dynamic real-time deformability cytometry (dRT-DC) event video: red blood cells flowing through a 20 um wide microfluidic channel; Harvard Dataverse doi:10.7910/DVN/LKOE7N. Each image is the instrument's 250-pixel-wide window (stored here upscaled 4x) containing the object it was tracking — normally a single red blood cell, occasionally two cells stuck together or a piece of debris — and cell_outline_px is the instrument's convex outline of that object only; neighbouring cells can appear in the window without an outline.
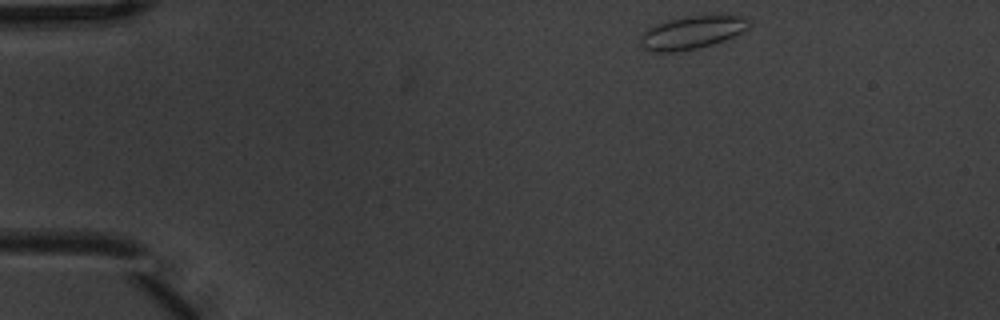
{"species": "common noctule bat (a hibernating species)", "species_latin": "Nyctalus noctula", "temperature_condition": "warm", "stored_images_in_passage": 4, "camera_frame_rate_fps": 3000, "um_per_image_px": 0.085, "animal": {"sex": "male", "body_mass_g": 20.1, "forearm_length_mm": 53.5}, "frame": {"image": 1, "passage_image": 4, "time_ms": 1.0, "image_size_px": [1000, 320], "cell_outline_px": [[748, 28], [724, 40], [712, 44], [696, 48], [676, 52], [652, 52], [644, 48], [640, 44], [640, 36], [648, 28], [656, 24], [668, 20], [688, 16], [740, 16], [748, 20]], "centroid_in_image_um": [58.74, 2.78], "position_along_channel_um": 26.3, "area_um2": 20.4}}